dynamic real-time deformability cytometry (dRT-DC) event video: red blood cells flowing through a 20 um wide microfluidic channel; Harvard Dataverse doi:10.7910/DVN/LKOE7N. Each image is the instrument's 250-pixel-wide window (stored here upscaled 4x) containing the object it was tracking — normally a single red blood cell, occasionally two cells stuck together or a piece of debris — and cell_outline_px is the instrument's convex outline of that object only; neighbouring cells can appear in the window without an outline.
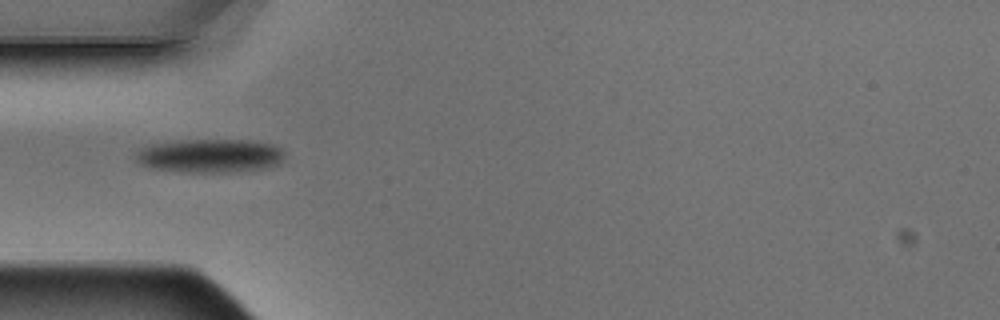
{"species": "Egyptian fruit bat (a non-hibernating species)", "species_latin": "Rousettus aegyptiacus", "temperature_condition": "warm", "stored_images_in_passage": 6, "camera_frame_rate_fps": 3000, "um_per_image_px": 0.085, "animal": {"sex": "male"}, "frame": {"image": 1, "passage_image": 5, "time_ms": 1.333, "image_size_px": [1000, 320], "cell_outline_px": [[284, 156], [280, 164], [264, 168], [232, 172], [184, 172], [152, 168], [140, 164], [136, 160], [136, 152], [140, 148], [152, 144], [176, 140], [252, 140], [272, 144], [280, 148], [284, 152]], "centroid_in_image_um": [17.85, 13.23], "position_along_channel_um": 67.2, "area_um2": 29.36}}
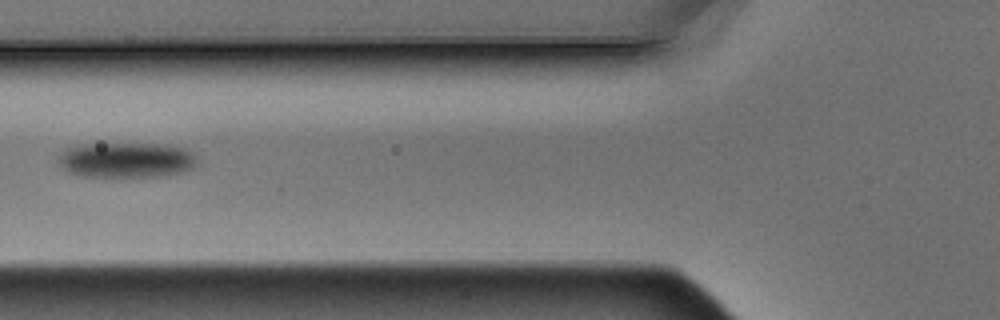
{"frame": {"image": 2, "passage_image": 6, "time_ms": 1.667, "image_size_px": [1000, 320], "cell_outline_px": [[196, 160], [192, 168], [184, 172], [164, 176], [116, 180], [80, 176], [68, 172], [60, 164], [60, 156], [68, 148], [92, 144], [168, 144], [184, 148], [192, 152], [196, 156]], "centroid_in_image_um": [10.79, 13.67], "position_along_channel_um": 115.0, "area_um2": 29.36}}